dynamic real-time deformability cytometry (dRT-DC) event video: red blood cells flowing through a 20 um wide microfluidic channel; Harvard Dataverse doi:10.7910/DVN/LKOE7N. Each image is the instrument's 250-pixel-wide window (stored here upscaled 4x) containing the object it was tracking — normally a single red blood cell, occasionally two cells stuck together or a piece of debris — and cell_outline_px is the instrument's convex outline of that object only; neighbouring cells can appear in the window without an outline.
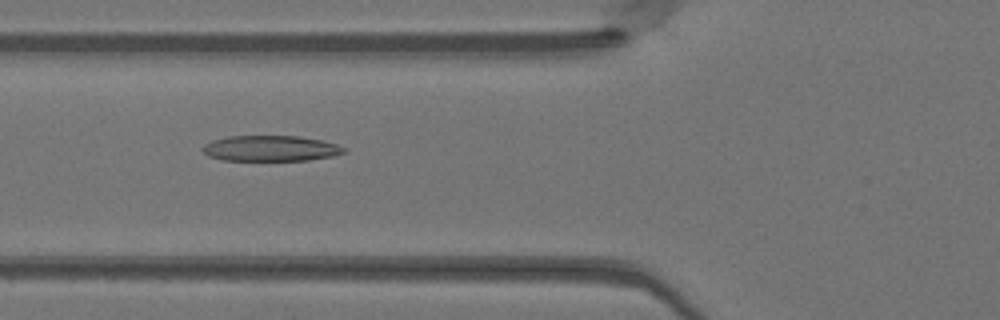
{"species": "Egyptian fruit bat (a non-hibernating species)", "species_latin": "Rousettus aegyptiacus", "temperature_condition": "warm", "stored_images_in_passage": 49, "camera_frame_rate_fps": 3000, "um_per_image_px": 0.085, "animal": {"sex": "female"}, "frame": {"image": 1, "passage_image": 19, "time_ms": 6.0, "image_size_px": [1000, 320], "cell_outline_px": [[344, 152], [332, 156], [308, 160], [224, 160], [208, 156], [200, 148], [204, 144], [212, 140], [228, 136], [296, 136], [320, 140], [336, 144], [344, 148]], "centroid_in_image_um": [22.94, 12.61], "position_along_channel_um": 102.9, "area_um2": 20.92}}
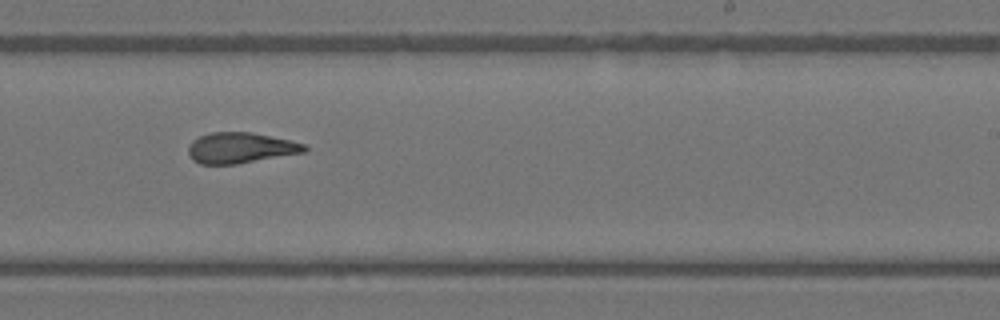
{"frame": {"image": 2, "passage_image": 31, "time_ms": 10.0, "image_size_px": [1000, 320], "cell_outline_px": [[308, 148], [304, 152], [236, 164], [200, 164], [192, 160], [188, 152], [188, 148], [192, 140], [200, 136], [212, 132], [252, 132], [288, 140], [304, 144]], "centroid_in_image_um": [20.4, 12.57], "position_along_channel_um": 268.6, "area_um2": 20.58}}
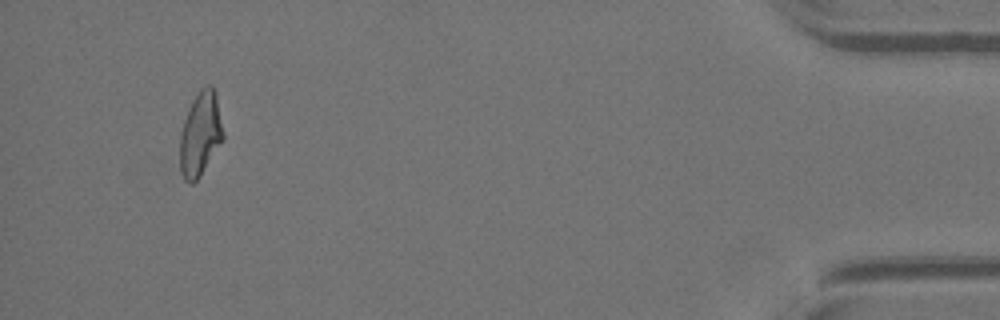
{"frame": {"image": 3, "passage_image": 47, "time_ms": 15.333, "image_size_px": [1000, 320], "cell_outline_px": [[224, 140], [200, 176], [192, 184], [188, 184], [184, 180], [180, 172], [180, 132], [188, 108], [192, 100], [200, 88], [208, 84], [212, 84], [216, 92], [224, 136]], "centroid_in_image_um": [17.03, 11.39], "position_along_channel_um": 418.2, "area_um2": 21.56}, "authors_computed_cell_mechanics": {"area_um2": 21.2126, "velocity_mm_per_s": 4.1437, "shape_relaxation_time_tau1_ms": 9.3505, "shape_relaxation_time_tau2_ms": 2.9104, "deformation_change_tau1": 0.2908, "deformation_change_tau2": 0.1347}}